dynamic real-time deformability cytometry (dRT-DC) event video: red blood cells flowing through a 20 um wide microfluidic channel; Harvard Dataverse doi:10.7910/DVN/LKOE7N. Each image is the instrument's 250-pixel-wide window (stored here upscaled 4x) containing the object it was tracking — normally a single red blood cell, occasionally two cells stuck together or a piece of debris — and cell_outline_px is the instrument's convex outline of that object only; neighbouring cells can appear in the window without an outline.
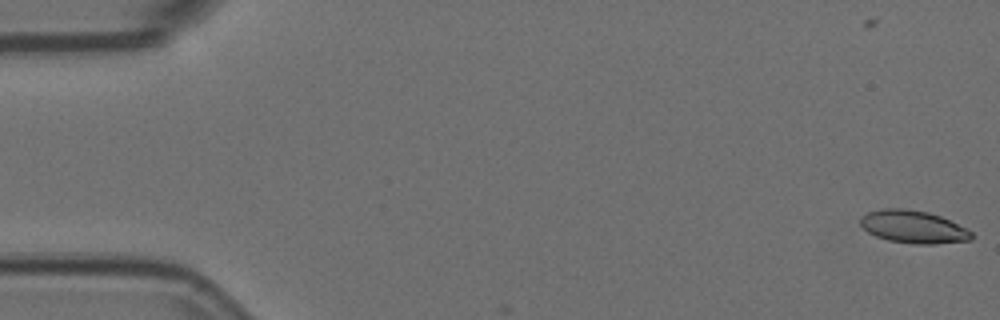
{"species": "Egyptian fruit bat (a non-hibernating species)", "species_latin": "Rousettus aegyptiacus", "temperature_condition": "room temperature", "stored_images_in_passage": 58, "segment_of_instrument_passage": [1, 2], "camera_frame_rate_fps": 3000, "um_per_image_px": 0.085, "animal": {"sex": "female"}, "frame": {"image": 1, "passage_image": 1, "time_ms": 0.0, "image_size_px": [1000, 320], "cell_outline_px": [[976, 236], [972, 240], [936, 244], [912, 244], [888, 240], [876, 236], [868, 232], [860, 224], [860, 216], [868, 212], [884, 208], [904, 208], [928, 212], [940, 216], [972, 232]], "centroid_in_image_um": [77.63, 19.29], "position_along_channel_um": 7.4, "area_um2": 21.21}}
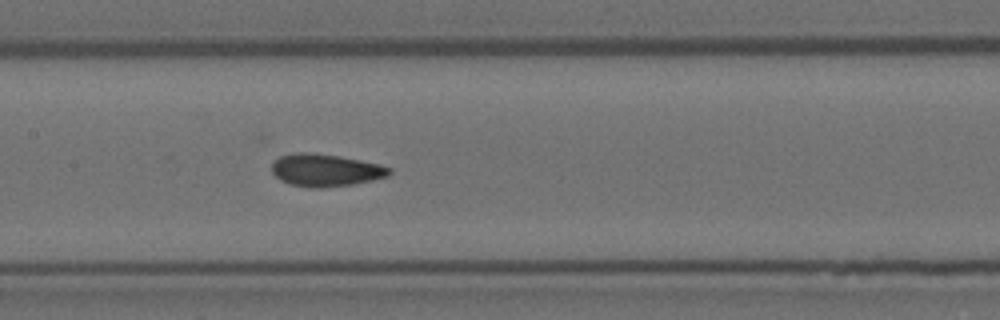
{"frame": {"image": 2, "passage_image": 27, "time_ms": 8.667, "image_size_px": [1000, 320], "cell_outline_px": [[392, 172], [388, 176], [372, 180], [352, 184], [320, 188], [308, 188], [288, 184], [280, 180], [272, 172], [272, 164], [280, 156], [300, 152], [304, 152], [340, 156], [380, 164], [392, 168]], "centroid_in_image_um": [27.68, 14.48], "position_along_channel_um": 179.7, "area_um2": 22.2}}
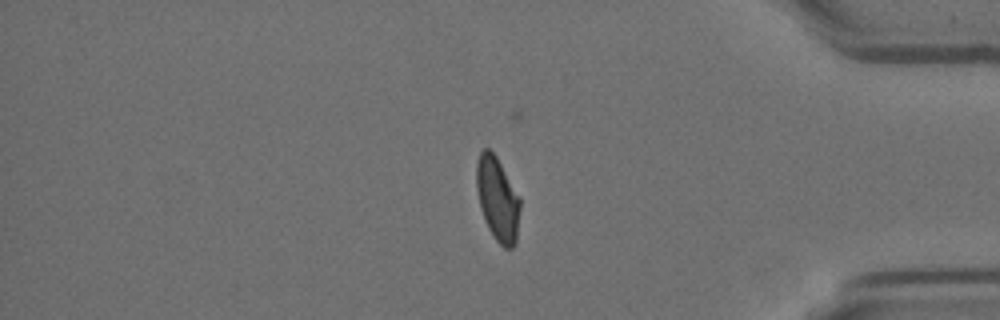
{"frame": {"image": 3, "passage_image": 47, "time_ms": 15.333, "image_size_px": [1000, 320], "cell_outline_px": [[520, 208], [516, 244], [512, 248], [504, 248], [496, 240], [488, 228], [480, 208], [476, 188], [476, 164], [480, 152], [484, 148], [488, 148], [496, 156], [520, 196]], "centroid_in_image_um": [42.29, 16.92], "position_along_channel_um": 392.9, "area_um2": 21.44}}